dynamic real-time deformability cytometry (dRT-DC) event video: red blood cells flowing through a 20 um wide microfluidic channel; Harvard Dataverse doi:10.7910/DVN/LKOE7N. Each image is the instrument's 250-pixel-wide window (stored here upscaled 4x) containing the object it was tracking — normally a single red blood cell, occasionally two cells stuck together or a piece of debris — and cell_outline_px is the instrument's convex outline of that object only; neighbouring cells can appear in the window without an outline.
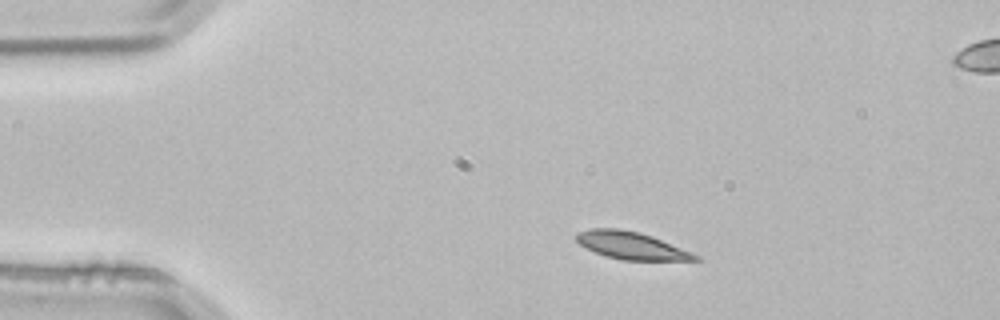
{"species": "common noctule bat (a hibernating species)", "species_latin": "Nyctalus noctula", "temperature_condition": "room temperature", "stored_images_in_passage": 3, "segment_of_instrument_passage": [1, 2], "camera_frame_rate_fps": 3000, "um_per_image_px": 0.085, "animal": {"sex": "male", "body_mass_g": 21.5, "forearm_length_mm": 52.0}, "frame": {"image": 1, "passage_image": 1, "time_ms": 0.0, "image_size_px": [1000, 320], "cell_outline_px": [[700, 260], [620, 260], [604, 256], [580, 244], [576, 240], [576, 232], [592, 228], [620, 228], [640, 232], [652, 236], [692, 252], [700, 256]], "centroid_in_image_um": [53.66, 20.86], "position_along_channel_um": 31.3, "area_um2": 19.02}}